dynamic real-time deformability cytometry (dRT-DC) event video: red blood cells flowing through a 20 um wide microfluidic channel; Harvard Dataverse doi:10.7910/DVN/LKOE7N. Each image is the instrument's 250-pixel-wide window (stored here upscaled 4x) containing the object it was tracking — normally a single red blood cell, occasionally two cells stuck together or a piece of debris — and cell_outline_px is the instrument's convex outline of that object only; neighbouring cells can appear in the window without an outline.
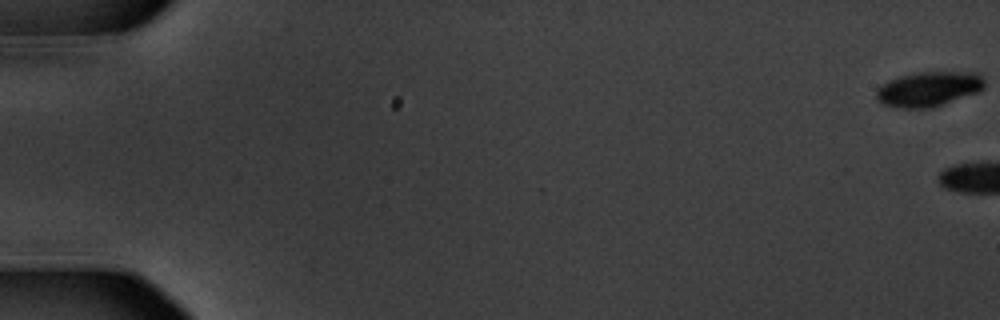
{"species": "common noctule bat (a hibernating species)", "species_latin": "Nyctalus noctula", "temperature_condition": "warm", "stored_images_in_passage": 9, "camera_frame_rate_fps": 3000, "um_per_image_px": 0.085, "animal": {"sex": "male", "body_mass_g": 20.1, "forearm_length_mm": 53.5}, "frame": {"image": 1, "passage_image": 1, "time_ms": 0.0, "image_size_px": [1000, 320], "cell_outline_px": [[984, 88], [980, 92], [932, 108], [900, 108], [884, 104], [876, 96], [876, 88], [880, 84], [888, 80], [900, 76], [916, 72], [976, 72], [984, 80]], "centroid_in_image_um": [78.94, 7.56], "position_along_channel_um": 6.1, "area_um2": 22.14}}